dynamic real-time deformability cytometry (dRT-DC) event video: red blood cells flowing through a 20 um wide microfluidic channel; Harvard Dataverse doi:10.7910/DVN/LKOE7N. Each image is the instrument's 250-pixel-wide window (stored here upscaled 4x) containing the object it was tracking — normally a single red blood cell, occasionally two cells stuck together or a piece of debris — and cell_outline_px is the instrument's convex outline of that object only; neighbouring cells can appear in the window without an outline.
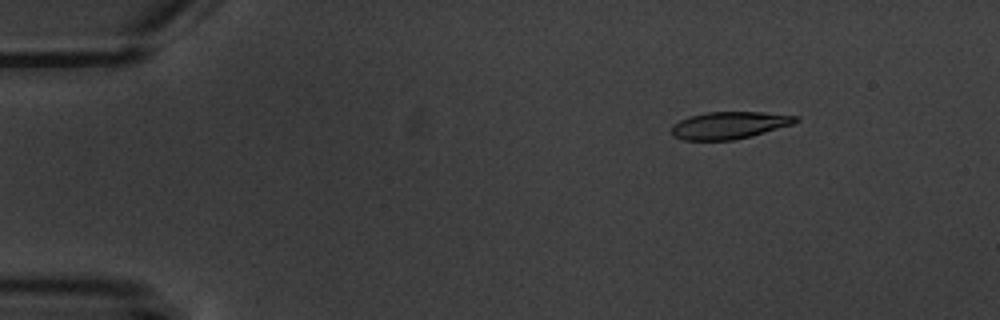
{"species": "common noctule bat (a hibernating species)", "species_latin": "Nyctalus noctula", "temperature_condition": "warm", "stored_images_in_passage": 6, "camera_frame_rate_fps": 3000, "um_per_image_px": 0.085, "animal": {"sex": "male", "body_mass_g": 20.1, "forearm_length_mm": 53.5}, "frame": {"image": 1, "passage_image": 3, "time_ms": 2.333, "image_size_px": [1000, 320], "cell_outline_px": [[800, 120], [792, 124], [752, 136], [732, 140], [684, 140], [672, 136], [672, 124], [688, 116], [708, 112], [764, 112], [800, 116]], "centroid_in_image_um": [61.99, 10.64], "position_along_channel_um": 23.0, "area_um2": 19.77}}
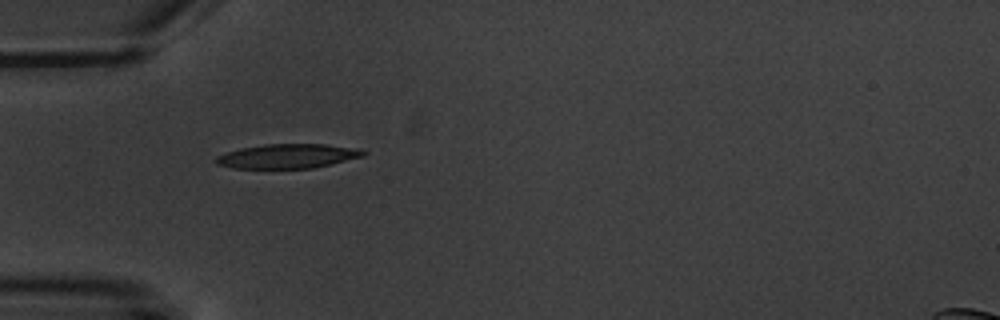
{"frame": {"image": 2, "passage_image": 6, "time_ms": 5.667, "image_size_px": [1000, 320], "cell_outline_px": [[368, 152], [364, 156], [312, 168], [232, 168], [216, 164], [212, 160], [216, 156], [240, 148], [264, 144], [324, 144], [360, 148]], "centroid_in_image_um": [24.44, 13.26], "position_along_channel_um": 60.6, "area_um2": 20.98}}